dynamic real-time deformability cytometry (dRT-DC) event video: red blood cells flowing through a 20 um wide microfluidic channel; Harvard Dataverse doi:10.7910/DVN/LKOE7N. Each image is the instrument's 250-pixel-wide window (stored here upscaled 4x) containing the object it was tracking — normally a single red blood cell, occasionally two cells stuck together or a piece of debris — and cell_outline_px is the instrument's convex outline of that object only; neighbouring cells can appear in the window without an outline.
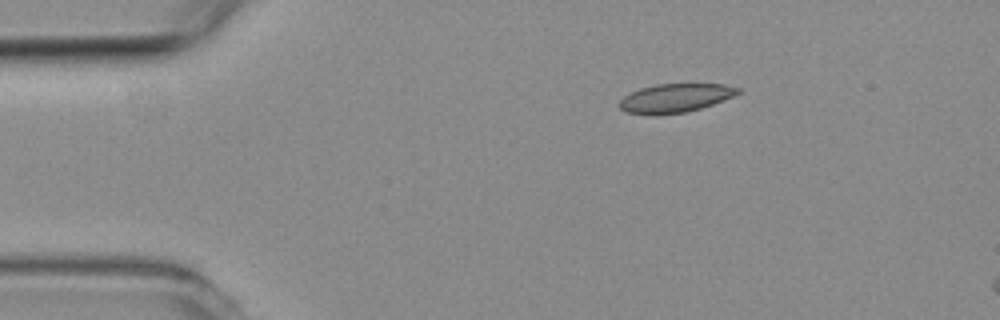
{"species": "common noctule bat (a hibernating species)", "species_latin": "Nyctalus noctula", "temperature_condition": "room temperature", "stored_images_in_passage": 3, "camera_frame_rate_fps": 3000, "um_per_image_px": 0.085, "animal": {"sex": "female", "body_mass_g": 19.3, "forearm_length_mm": 54.1}, "frame": {"image": 1, "passage_image": 1, "time_ms": 0.0, "image_size_px": [1000, 320], "cell_outline_px": [[740, 92], [724, 100], [700, 108], [684, 112], [656, 116], [624, 112], [620, 108], [620, 100], [624, 96], [640, 88], [656, 84], [724, 84], [740, 88]], "centroid_in_image_um": [57.36, 8.34], "position_along_channel_um": 27.6, "area_um2": 19.83}}